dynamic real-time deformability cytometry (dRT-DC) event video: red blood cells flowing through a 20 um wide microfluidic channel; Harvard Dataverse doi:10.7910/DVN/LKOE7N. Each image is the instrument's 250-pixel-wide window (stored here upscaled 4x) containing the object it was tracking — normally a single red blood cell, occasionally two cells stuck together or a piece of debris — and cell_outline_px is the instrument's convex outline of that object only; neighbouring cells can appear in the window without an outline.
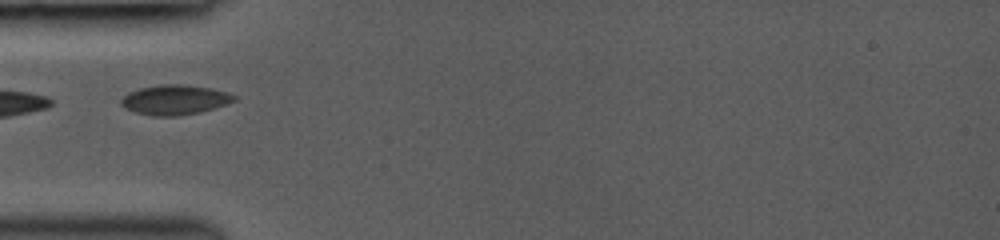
{"species": "common noctule bat (a hibernating species)", "species_latin": "Nyctalus noctula", "temperature_condition": "room temperature", "stored_images_in_passage": 3, "camera_frame_rate_fps": 3000, "um_per_image_px": 0.085, "animal": {"sex": "female", "body_mass_g": 19.0, "forearm_length_mm": 53.3}, "frame": {"image": 1, "passage_image": 1, "time_ms": 0.0, "image_size_px": [1000, 240], "cell_outline_px": [[236, 100], [228, 104], [200, 112], [180, 116], [152, 116], [136, 112], [124, 108], [120, 104], [120, 100], [128, 92], [140, 88], [164, 84], [184, 84], [212, 88], [228, 92], [236, 96]], "centroid_in_image_um": [14.87, 8.48], "position_along_channel_um": 70.1, "area_um2": 19.83}}